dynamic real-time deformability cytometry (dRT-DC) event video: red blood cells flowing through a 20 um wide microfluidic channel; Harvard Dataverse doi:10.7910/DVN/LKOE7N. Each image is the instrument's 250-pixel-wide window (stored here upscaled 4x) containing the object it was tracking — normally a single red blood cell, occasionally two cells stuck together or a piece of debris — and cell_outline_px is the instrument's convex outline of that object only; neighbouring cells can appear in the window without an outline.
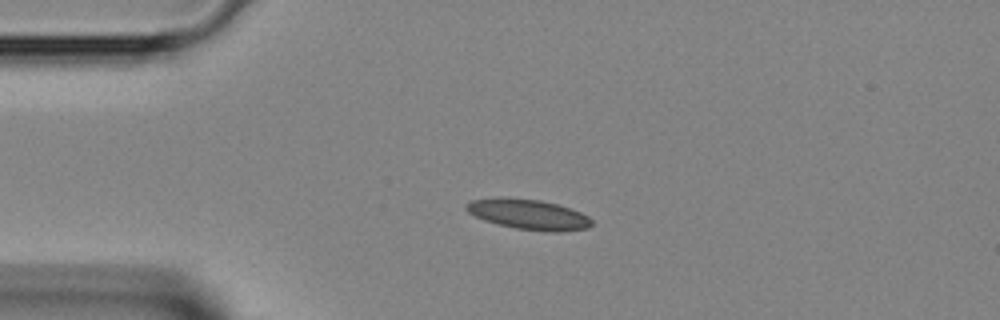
{"species": "Egyptian fruit bat (a non-hibernating species)", "species_latin": "Rousettus aegyptiacus", "temperature_condition": "room temperature", "stored_images_in_passage": 35, "camera_frame_rate_fps": 3000, "um_per_image_px": 0.085, "animal": {"sex": "female"}, "frame": {"image": 1, "passage_image": 1, "time_ms": 0.0, "image_size_px": [1000, 320], "cell_outline_px": [[592, 224], [588, 228], [560, 232], [544, 232], [516, 228], [484, 220], [468, 212], [464, 208], [464, 204], [472, 200], [540, 200], [556, 204], [580, 212], [588, 216], [592, 220]], "centroid_in_image_um": [45.0, 18.28], "position_along_channel_um": 40.0, "area_um2": 21.21}}
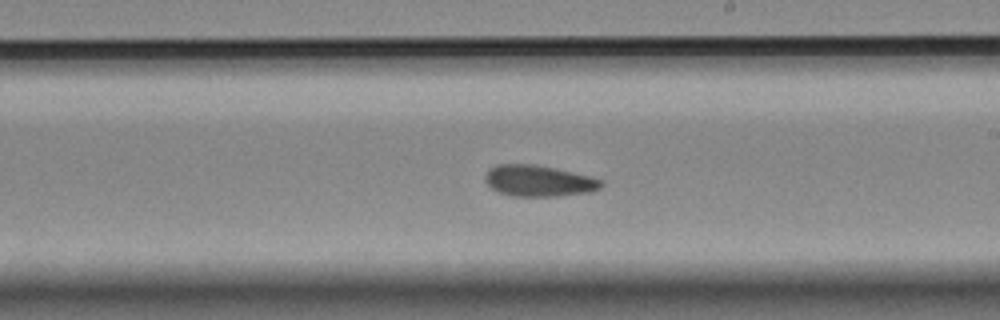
{"frame": {"image": 2, "passage_image": 16, "time_ms": 5.0, "image_size_px": [1000, 320], "cell_outline_px": [[604, 184], [600, 188], [592, 192], [560, 196], [512, 196], [500, 192], [492, 188], [484, 180], [484, 176], [496, 164], [532, 164], [572, 172], [588, 176], [600, 180]], "centroid_in_image_um": [45.79, 15.38], "position_along_channel_um": 243.2, "area_um2": 20.87}}
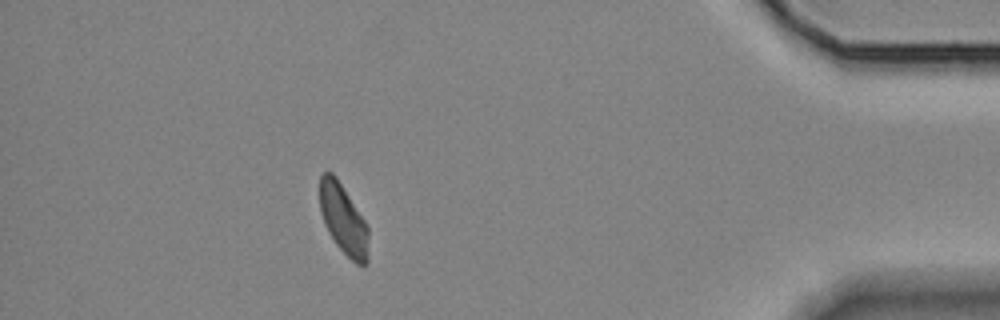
{"frame": {"image": 3, "passage_image": 30, "time_ms": 9.667, "image_size_px": [1000, 320], "cell_outline_px": [[368, 264], [356, 264], [336, 244], [328, 232], [324, 224], [320, 212], [320, 172], [332, 172], [336, 176], [364, 220], [368, 228]], "centroid_in_image_um": [29.17, 18.63], "position_along_channel_um": 406.0, "area_um2": 19.77}}